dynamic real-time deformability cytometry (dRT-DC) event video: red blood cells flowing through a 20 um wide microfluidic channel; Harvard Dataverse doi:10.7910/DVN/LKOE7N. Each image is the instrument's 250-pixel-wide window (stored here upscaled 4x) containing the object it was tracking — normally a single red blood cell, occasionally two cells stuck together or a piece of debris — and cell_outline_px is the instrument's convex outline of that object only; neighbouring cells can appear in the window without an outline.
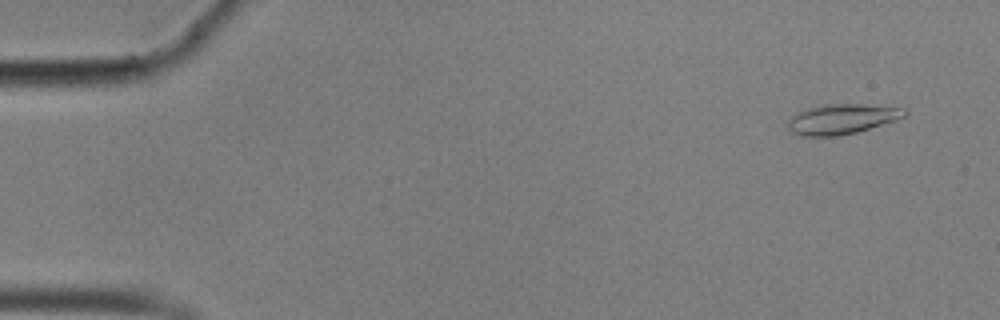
{"species": "common noctule bat (a hibernating species)", "species_latin": "Nyctalus noctula", "temperature_condition": "cold", "stored_images_in_passage": 57, "camera_frame_rate_fps": 3000, "um_per_image_px": 0.085, "animal": {"sex": "male", "body_mass_g": 17.9}, "frame": {"image": 1, "passage_image": 4, "time_ms": 1.0, "image_size_px": [1000, 320], "cell_outline_px": [[908, 116], [856, 132], [836, 136], [800, 136], [792, 132], [788, 128], [788, 120], [796, 112], [820, 104], [860, 104], [904, 108], [908, 112]], "centroid_in_image_um": [71.54, 10.11], "position_along_channel_um": 13.5, "area_um2": 20.46}}
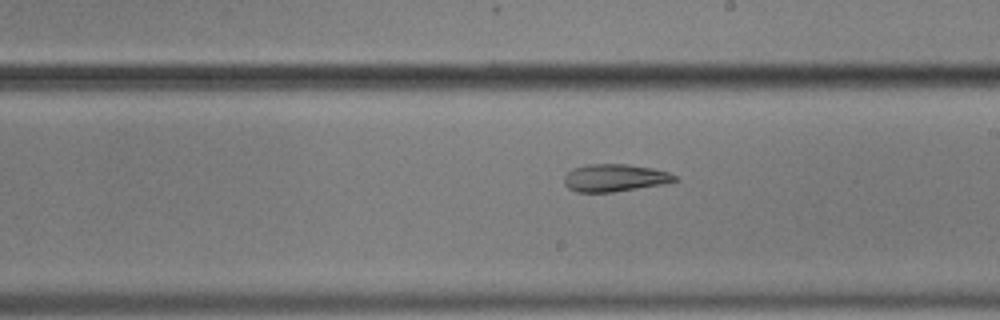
{"frame": {"image": 2, "passage_image": 33, "time_ms": 10.667, "image_size_px": [1000, 320], "cell_outline_px": [[676, 180], [664, 184], [612, 192], [576, 192], [568, 188], [564, 184], [564, 176], [572, 168], [588, 164], [628, 164], [652, 168], [668, 172], [676, 176]], "centroid_in_image_um": [52.21, 15.11], "position_along_channel_um": 236.8, "area_um2": 17.69}}
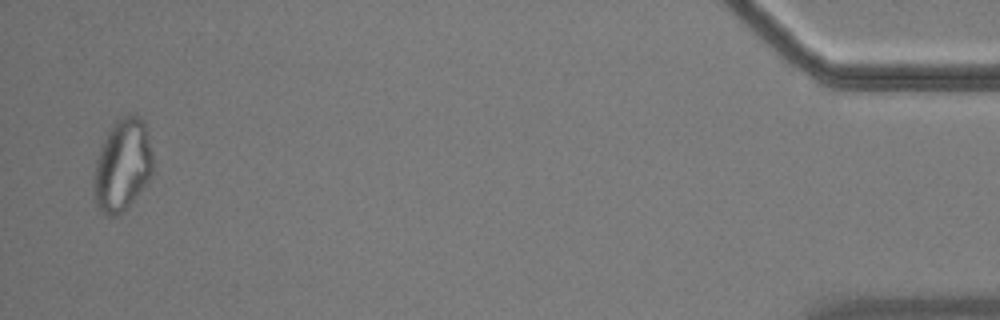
{"frame": {"image": 3, "passage_image": 56, "time_ms": 18.333, "image_size_px": [1000, 320], "cell_outline_px": [[152, 172], [148, 180], [120, 216], [104, 216], [100, 212], [92, 196], [92, 176], [96, 160], [100, 148], [108, 128], [120, 116], [128, 112], [136, 112], [144, 120], [152, 152]], "centroid_in_image_um": [10.36, 14.01], "position_along_channel_um": 424.8, "area_um2": 32.6}, "authors_computed_cell_mechanics": {"area_um2": 19.7676, "velocity_mm_per_s": 3.5146, "shape_relaxation_time_tau1_ms": null, "shape_relaxation_time_tau2_ms": 3.6088, "deformation_change_tau1": null, "deformation_change_tau2": 0.1068}}